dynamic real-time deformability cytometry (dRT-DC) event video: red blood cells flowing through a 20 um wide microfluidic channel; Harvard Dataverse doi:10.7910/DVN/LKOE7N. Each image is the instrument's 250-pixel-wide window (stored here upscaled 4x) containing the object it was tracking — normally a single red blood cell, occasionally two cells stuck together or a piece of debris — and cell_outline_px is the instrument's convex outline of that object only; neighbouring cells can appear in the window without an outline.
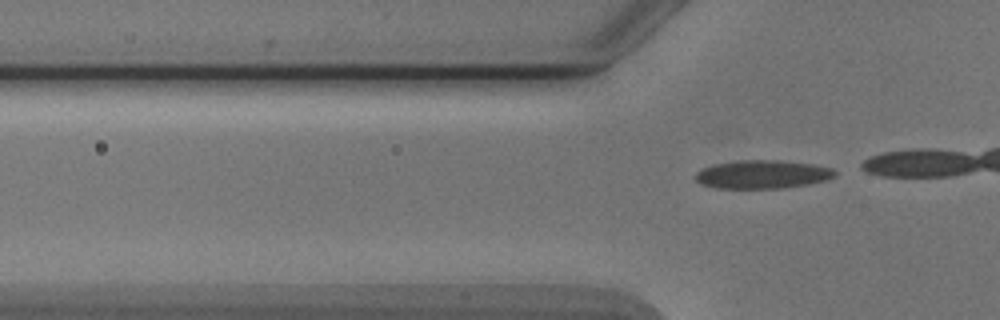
{"species": "Egyptian fruit bat (a non-hibernating species)", "species_latin": "Rousettus aegyptiacus", "temperature_condition": "cold", "stored_images_in_passage": 5, "camera_frame_rate_fps": 3000, "um_per_image_px": 0.085, "animal": {"sex": "male"}, "frame": {"image": 1, "passage_image": 5, "time_ms": 5.667, "image_size_px": [1000, 320], "cell_outline_px": [[836, 176], [828, 180], [808, 184], [780, 188], [716, 188], [700, 184], [696, 180], [696, 172], [704, 168], [716, 164], [740, 160], [780, 160], [812, 164], [832, 168], [836, 172]], "centroid_in_image_um": [64.83, 14.82], "position_along_channel_um": 61.0, "area_um2": 23.0}}